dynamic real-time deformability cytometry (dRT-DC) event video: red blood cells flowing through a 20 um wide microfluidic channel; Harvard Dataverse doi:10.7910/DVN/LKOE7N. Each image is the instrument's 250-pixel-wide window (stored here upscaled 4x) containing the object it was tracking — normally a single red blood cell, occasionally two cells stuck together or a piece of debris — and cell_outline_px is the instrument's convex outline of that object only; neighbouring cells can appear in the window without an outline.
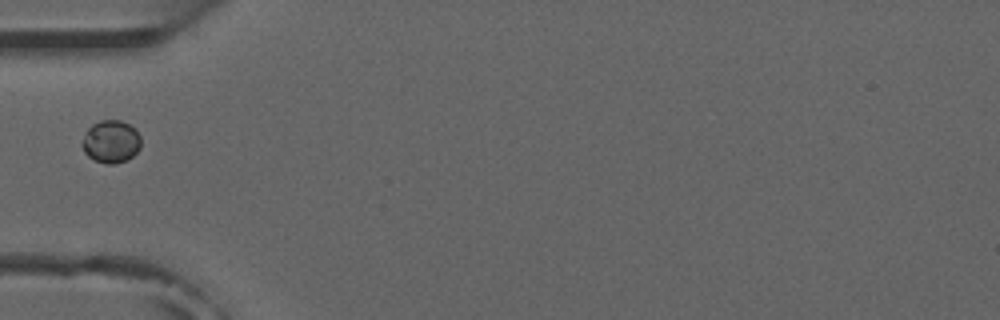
{"species": "common noctule bat (a hibernating species)", "species_latin": "Nyctalus noctula", "temperature_condition": "room temperature", "stored_images_in_passage": 6, "camera_frame_rate_fps": 3000, "um_per_image_px": 0.085, "animal": {"sex": "male", "forearm_length_mm": 52.5}, "frame": {"image": 1, "passage_image": 2, "time_ms": 1.333, "image_size_px": [1000, 320], "cell_outline_px": [[140, 148], [128, 160], [116, 164], [108, 164], [96, 160], [88, 156], [84, 152], [80, 144], [88, 128], [92, 124], [100, 120], [120, 120], [136, 128], [140, 136]], "centroid_in_image_um": [9.43, 12.03], "position_along_channel_um": 75.6, "area_um2": 14.74}}
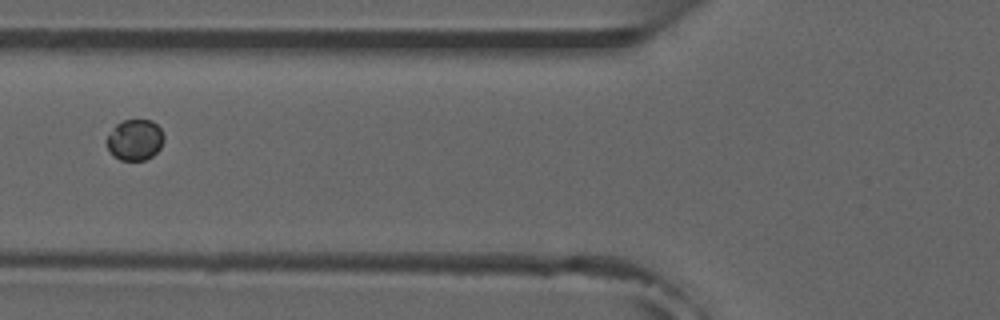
{"frame": {"image": 2, "passage_image": 3, "time_ms": 2.333, "image_size_px": [1000, 320], "cell_outline_px": [[164, 140], [160, 148], [152, 156], [144, 160], [120, 160], [112, 156], [104, 140], [112, 128], [116, 124], [124, 120], [152, 120], [160, 128], [164, 136]], "centroid_in_image_um": [11.43, 11.89], "position_along_channel_um": 114.4, "area_um2": 13.81}}
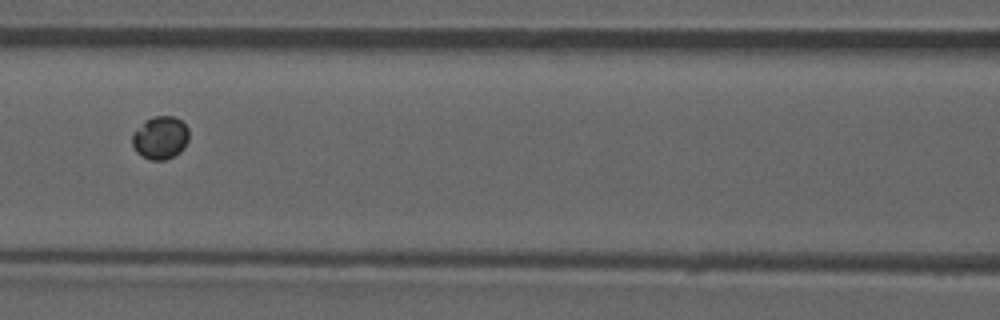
{"frame": {"image": 3, "passage_image": 4, "time_ms": 3.333, "image_size_px": [1000, 320], "cell_outline_px": [[188, 140], [184, 148], [180, 152], [164, 160], [148, 160], [140, 156], [136, 152], [132, 144], [132, 132], [144, 120], [152, 116], [172, 116], [180, 120], [188, 128]], "centroid_in_image_um": [13.59, 11.71], "position_along_channel_um": 153.0, "area_um2": 14.39}}